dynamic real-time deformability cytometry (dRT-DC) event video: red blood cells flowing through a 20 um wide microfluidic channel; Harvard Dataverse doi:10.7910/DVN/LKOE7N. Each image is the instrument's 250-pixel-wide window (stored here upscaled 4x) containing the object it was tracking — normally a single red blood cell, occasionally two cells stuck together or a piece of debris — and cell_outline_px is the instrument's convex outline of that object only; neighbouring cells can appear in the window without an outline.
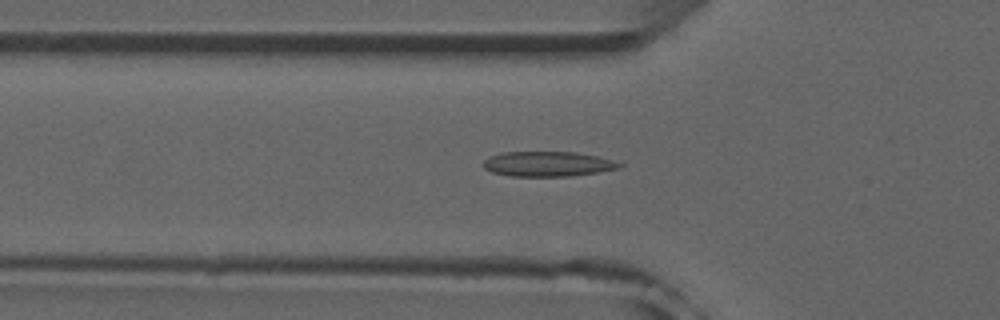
{"species": "common noctule bat (a hibernating species)", "species_latin": "Nyctalus noctula", "temperature_condition": "room temperature", "stored_images_in_passage": 49, "camera_frame_rate_fps": 3000, "um_per_image_px": 0.085, "animal": {"sex": "male", "forearm_length_mm": 52.5}, "frame": {"image": 1, "passage_image": 15, "time_ms": 4.667, "image_size_px": [1000, 320], "cell_outline_px": [[624, 164], [620, 168], [596, 172], [568, 176], [508, 176], [492, 172], [484, 168], [484, 160], [500, 152], [576, 152], [624, 160]], "centroid_in_image_um": [46.67, 13.92], "position_along_channel_um": 79.1, "area_um2": 20.11}, "authors_computed_cell_mechanics": {"area_um2": 18.785, "velocity_mm_per_s": 3.9331, "shape_relaxation_time_tau1_ms": null, "shape_relaxation_time_tau2_ms": 6.4236, "deformation_change_tau1": null, "deformation_change_tau2": 0.1257}}